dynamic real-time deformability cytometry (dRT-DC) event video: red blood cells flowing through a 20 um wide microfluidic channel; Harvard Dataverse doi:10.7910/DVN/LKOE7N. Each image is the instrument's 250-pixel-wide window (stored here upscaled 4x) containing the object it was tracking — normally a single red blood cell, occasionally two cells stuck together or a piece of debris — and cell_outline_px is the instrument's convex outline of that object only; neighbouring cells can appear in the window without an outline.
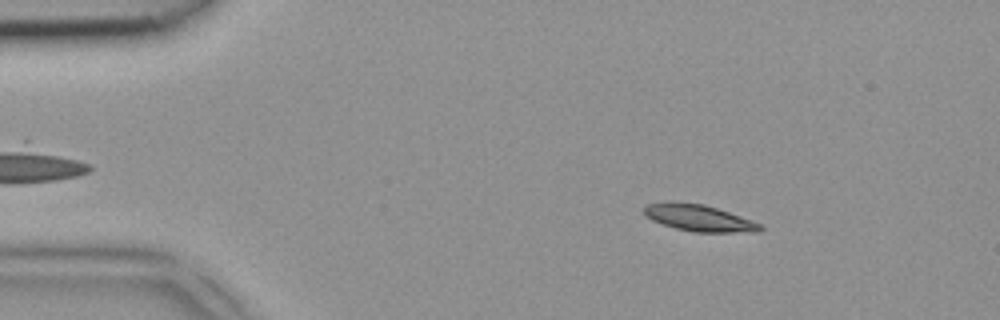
{"species": "common noctule bat (a hibernating species)", "species_latin": "Nyctalus noctula", "temperature_condition": "room temperature", "stored_images_in_passage": 47, "camera_frame_rate_fps": 3000, "um_per_image_px": 0.085, "animal": {"sex": "female", "body_mass_g": 18.4}, "frame": {"image": 1, "passage_image": 7, "time_ms": 2.0, "image_size_px": [1000, 320], "cell_outline_px": [[764, 228], [760, 232], [692, 232], [676, 228], [652, 220], [644, 216], [644, 208], [648, 204], [668, 200], [704, 204], [728, 212], [760, 224]], "centroid_in_image_um": [59.36, 18.51], "position_along_channel_um": 25.6, "area_um2": 17.98}}
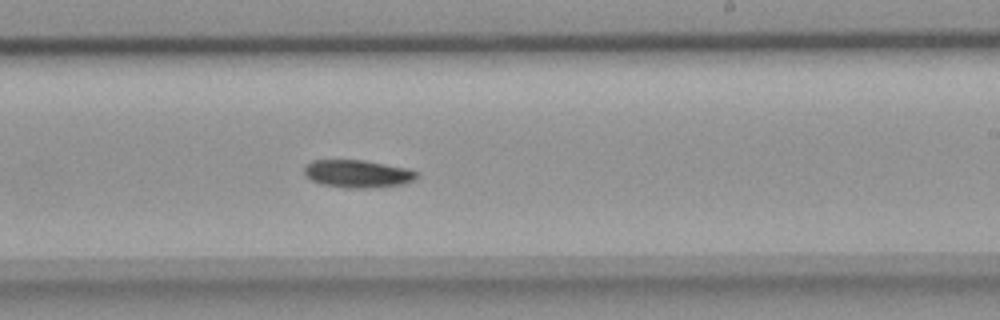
{"frame": {"image": 2, "passage_image": 28, "time_ms": 9.0, "image_size_px": [1000, 320], "cell_outline_px": [[420, 176], [404, 184], [376, 188], [344, 188], [320, 184], [304, 176], [304, 164], [312, 160], [364, 160], [408, 168], [420, 172]], "centroid_in_image_um": [30.4, 14.77], "position_along_channel_um": 258.6, "area_um2": 18.61}}
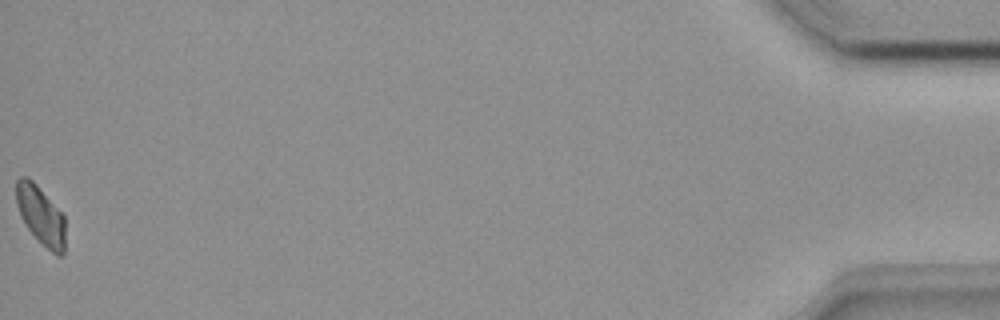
{"frame": {"image": 3, "passage_image": 47, "time_ms": 15.333, "image_size_px": [1000, 320], "cell_outline_px": [[64, 252], [60, 256], [56, 256], [28, 228], [20, 216], [16, 204], [16, 180], [20, 176], [28, 176], [36, 184], [64, 216]], "centroid_in_image_um": [3.43, 18.27], "position_along_channel_um": 431.8, "area_um2": 16.42}}